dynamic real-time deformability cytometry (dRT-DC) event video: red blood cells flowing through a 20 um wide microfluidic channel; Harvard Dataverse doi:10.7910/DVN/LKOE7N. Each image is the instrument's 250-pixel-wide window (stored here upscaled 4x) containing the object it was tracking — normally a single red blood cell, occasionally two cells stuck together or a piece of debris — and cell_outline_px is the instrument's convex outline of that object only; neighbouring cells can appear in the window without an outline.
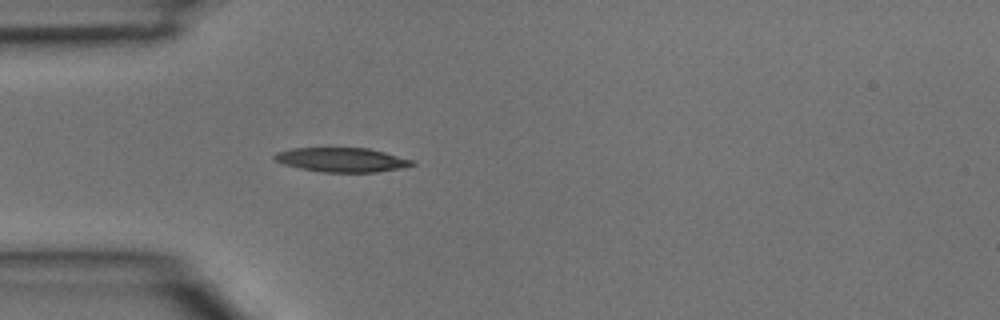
{"species": "common noctule bat (a hibernating species)", "species_latin": "Nyctalus noctula", "temperature_condition": "room temperature", "stored_images_in_passage": 3, "camera_frame_rate_fps": 3000, "um_per_image_px": 0.085, "animal": {"sex": "male", "body_mass_g": 15.6}, "frame": {"image": 1, "passage_image": 3, "time_ms": 0.667, "image_size_px": [1000, 320], "cell_outline_px": [[416, 164], [400, 168], [376, 172], [324, 172], [300, 168], [284, 164], [276, 160], [272, 156], [276, 152], [292, 148], [368, 148], [416, 160]], "centroid_in_image_um": [29.08, 13.58], "position_along_channel_um": 55.9, "area_um2": 19.42}}